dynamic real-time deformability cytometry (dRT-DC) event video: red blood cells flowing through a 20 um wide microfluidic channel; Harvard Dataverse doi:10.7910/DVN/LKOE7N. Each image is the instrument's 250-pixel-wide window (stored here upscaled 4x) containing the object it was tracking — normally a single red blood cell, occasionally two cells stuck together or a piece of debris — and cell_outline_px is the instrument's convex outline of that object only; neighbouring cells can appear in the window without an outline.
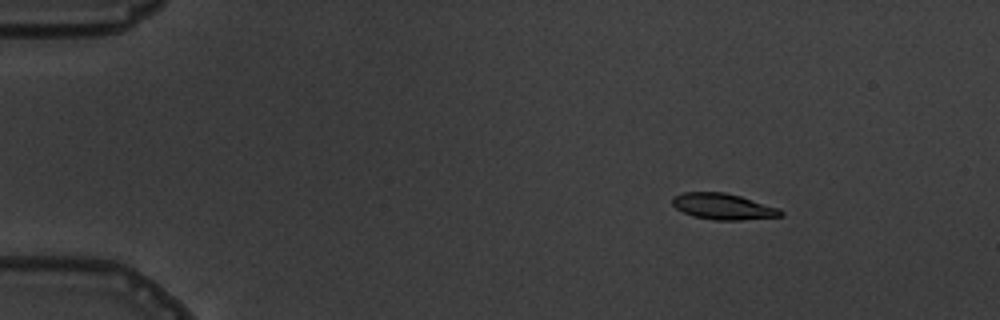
{"species": "common noctule bat (a hibernating species)", "species_latin": "Nyctalus noctula", "temperature_condition": "warm", "stored_images_in_passage": 6, "camera_frame_rate_fps": 3000, "um_per_image_px": 0.085, "animal": {"sex": "male", "body_mass_g": 19.5, "forearm_length_mm": 54.6}, "frame": {"image": 1, "passage_image": 3, "time_ms": 2.333, "image_size_px": [1000, 320], "cell_outline_px": [[784, 212], [780, 216], [744, 220], [716, 220], [692, 216], [676, 208], [672, 204], [672, 196], [684, 192], [724, 192], [740, 196], [780, 208]], "centroid_in_image_um": [61.46, 17.55], "position_along_channel_um": 23.5, "area_um2": 16.47}}